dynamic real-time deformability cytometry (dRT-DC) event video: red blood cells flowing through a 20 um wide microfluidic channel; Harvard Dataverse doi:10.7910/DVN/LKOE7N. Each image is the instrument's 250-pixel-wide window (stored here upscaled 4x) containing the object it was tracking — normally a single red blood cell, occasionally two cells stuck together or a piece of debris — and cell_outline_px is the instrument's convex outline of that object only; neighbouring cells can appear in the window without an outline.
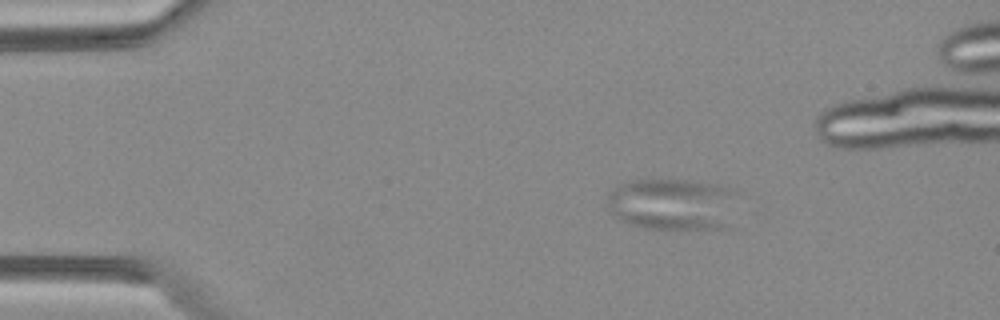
{"species": "Egyptian fruit bat (a non-hibernating species)", "species_latin": "Rousettus aegyptiacus", "temperature_condition": "warm", "stored_images_in_passage": 6, "camera_frame_rate_fps": 3000, "um_per_image_px": 0.085, "animal": {"sex": "female"}, "frame": {"image": 1, "passage_image": 2, "time_ms": 0.333, "image_size_px": [1000, 320], "cell_outline_px": [[740, 192], [736, 228], [648, 228], [632, 224], [620, 220], [612, 212], [608, 204], [608, 196], [612, 188], [628, 180], [684, 180], [712, 184], [732, 188]], "centroid_in_image_um": [57.37, 17.36], "position_along_channel_um": 27.6, "area_um2": 40.58}}